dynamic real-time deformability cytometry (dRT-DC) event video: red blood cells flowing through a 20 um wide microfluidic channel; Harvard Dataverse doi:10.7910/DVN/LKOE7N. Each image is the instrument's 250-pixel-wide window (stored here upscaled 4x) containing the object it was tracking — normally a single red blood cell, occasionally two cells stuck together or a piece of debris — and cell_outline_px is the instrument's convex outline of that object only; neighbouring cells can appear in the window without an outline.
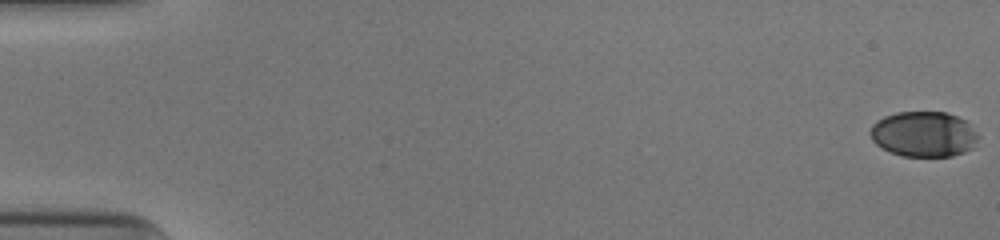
{"species": "human", "species_latin": "Homo sapiens", "temperature_condition": "cold", "stored_images_in_passage": 53, "camera_frame_rate_fps": 3000, "um_per_image_px": 0.085, "donor": {"sex": "male"}, "frame": {"image": 1, "passage_image": 1, "time_ms": 0.0, "image_size_px": [1000, 240], "cell_outline_px": [[980, 136], [972, 148], [964, 152], [952, 156], [904, 156], [892, 152], [876, 144], [872, 140], [868, 132], [872, 124], [876, 120], [884, 116], [896, 112], [944, 112], [968, 120]], "centroid_in_image_um": [78.53, 11.39], "position_along_channel_um": 6.5, "area_um2": 28.84}}
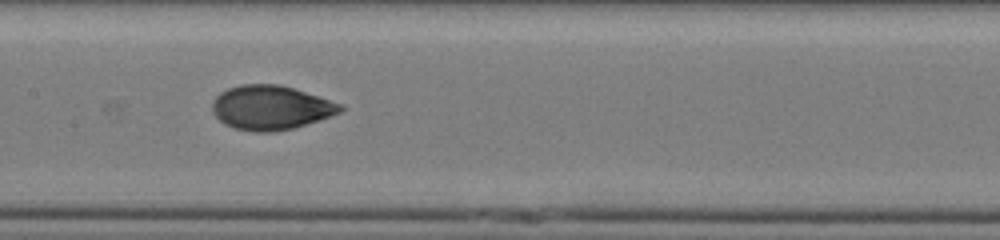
{"frame": {"image": 2, "passage_image": 28, "time_ms": 9.0, "image_size_px": [1000, 240], "cell_outline_px": [[344, 108], [340, 112], [292, 128], [272, 132], [256, 132], [236, 128], [224, 124], [212, 112], [212, 100], [220, 92], [228, 88], [240, 84], [276, 84], [292, 88], [344, 104]], "centroid_in_image_um": [22.98, 9.13], "position_along_channel_um": 184.4, "area_um2": 32.71}}
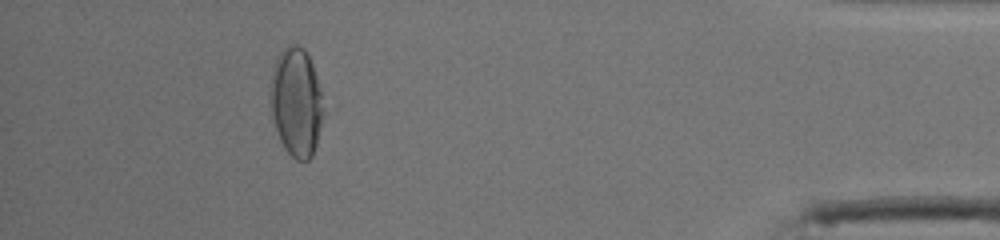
{"frame": {"image": 3, "passage_image": 49, "time_ms": 16.0, "image_size_px": [1000, 240], "cell_outline_px": [[324, 112], [316, 144], [312, 156], [308, 160], [296, 160], [284, 148], [280, 140], [276, 128], [272, 112], [272, 76], [276, 60], [280, 52], [288, 44], [296, 44], [304, 48], [312, 64], [316, 76], [324, 108]], "centroid_in_image_um": [25.21, 8.69], "position_along_channel_um": 410.0, "area_um2": 32.89}, "authors_computed_cell_mechanics": {"area_um2": 32.079, "velocity_mm_per_s": 3.9505, "shape_relaxation_time_tau1_ms": 4.3998, "shape_relaxation_time_tau2_ms": 1.1859, "deformation_change_tau1": 0.1723, "deformation_change_tau2": 0.0499}}